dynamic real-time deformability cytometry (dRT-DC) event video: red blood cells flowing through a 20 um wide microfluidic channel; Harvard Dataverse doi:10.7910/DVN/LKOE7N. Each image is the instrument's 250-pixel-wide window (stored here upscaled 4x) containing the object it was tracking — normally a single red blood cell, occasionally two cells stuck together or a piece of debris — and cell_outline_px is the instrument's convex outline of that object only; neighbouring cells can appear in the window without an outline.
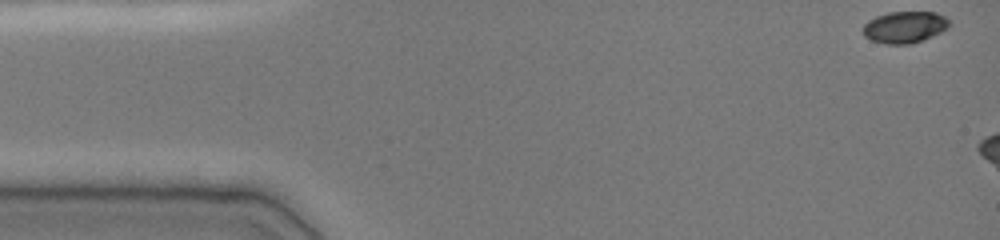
{"species": "common noctule bat (a hibernating species)", "species_latin": "Nyctalus noctula", "temperature_condition": "cold", "stored_images_in_passage": 10, "camera_frame_rate_fps": 3000, "um_per_image_px": 0.085, "animal": {"sex": "female", "body_mass_g": 19.0, "forearm_length_mm": 51.5}, "frame": {"image": 1, "passage_image": 1, "time_ms": 0.0, "image_size_px": [1000, 240], "cell_outline_px": [[952, 24], [948, 28], [932, 36], [908, 44], [884, 44], [872, 40], [864, 36], [864, 24], [868, 20], [876, 16], [888, 12], [936, 12], [944, 16]], "centroid_in_image_um": [76.9, 2.29], "position_along_channel_um": 8.1, "area_um2": 15.84}}